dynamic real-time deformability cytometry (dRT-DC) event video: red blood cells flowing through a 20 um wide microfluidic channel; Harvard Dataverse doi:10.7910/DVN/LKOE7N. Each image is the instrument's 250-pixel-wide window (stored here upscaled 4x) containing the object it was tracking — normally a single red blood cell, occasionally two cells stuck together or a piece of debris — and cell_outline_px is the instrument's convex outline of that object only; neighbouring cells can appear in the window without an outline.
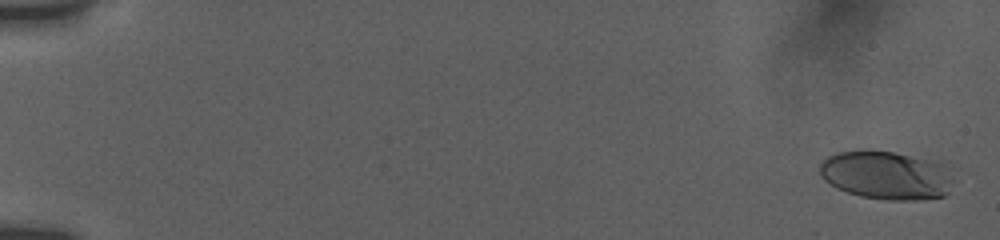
{"species": "human", "species_latin": "Homo sapiens", "temperature_condition": "room temperature", "stored_images_in_passage": 75, "camera_frame_rate_fps": 3000, "um_per_image_px": 0.085, "donor": {"sex": "female"}, "frame": {"image": 1, "passage_image": 2, "time_ms": 0.333, "image_size_px": [1000, 240], "cell_outline_px": [[956, 180], [948, 192], [944, 196], [908, 200], [888, 200], [860, 196], [836, 188], [824, 180], [820, 172], [820, 164], [828, 156], [836, 152], [892, 152], [948, 160]], "centroid_in_image_um": [75.5, 14.88], "position_along_channel_um": 9.5, "area_um2": 38.55}}
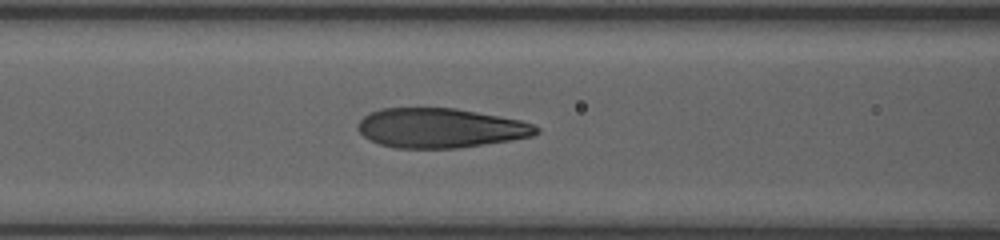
{"frame": {"image": 2, "passage_image": 40, "time_ms": 8.333, "image_size_px": [1000, 240], "cell_outline_px": [[540, 132], [532, 136], [512, 140], [460, 148], [396, 148], [380, 144], [364, 136], [356, 128], [360, 120], [364, 116], [380, 108], [456, 108], [520, 120], [532, 124], [540, 128]], "centroid_in_image_um": [37.45, 10.88], "position_along_channel_um": 129.2, "area_um2": 41.1}}
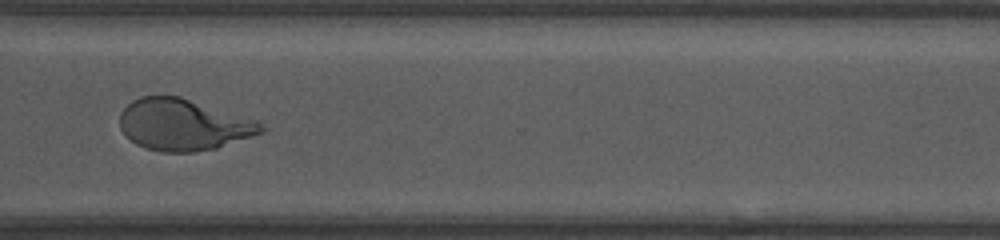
{"frame": {"image": 3, "passage_image": 74, "time_ms": 14.333, "image_size_px": [1000, 240], "cell_outline_px": [[268, 128], [264, 132], [216, 148], [192, 152], [160, 152], [136, 144], [120, 128], [120, 112], [132, 100], [140, 96], [180, 96], [260, 120]], "centroid_in_image_um": [15.64, 10.58], "position_along_channel_um": 355.0, "area_um2": 42.66}}